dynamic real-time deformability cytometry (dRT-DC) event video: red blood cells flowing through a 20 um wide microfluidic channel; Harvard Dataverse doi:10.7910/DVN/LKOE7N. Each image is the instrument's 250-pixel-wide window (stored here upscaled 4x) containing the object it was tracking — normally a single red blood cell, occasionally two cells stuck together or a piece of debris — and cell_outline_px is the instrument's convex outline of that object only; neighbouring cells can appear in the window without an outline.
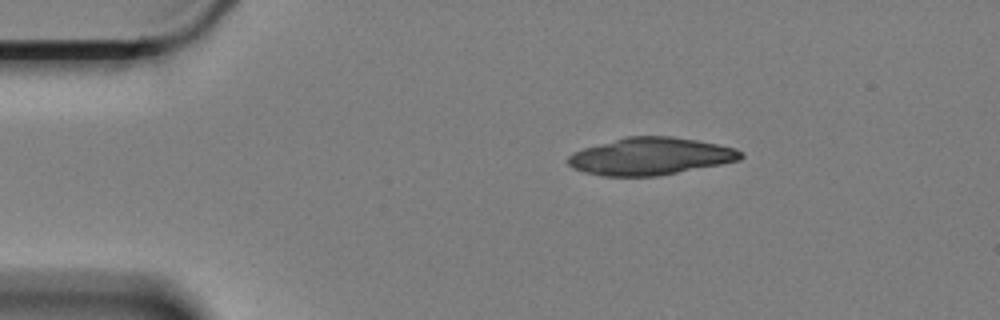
{"species": "Egyptian fruit bat (a non-hibernating species)", "species_latin": "Rousettus aegyptiacus", "temperature_condition": "cold", "stored_images_in_passage": 6, "camera_frame_rate_fps": 3000, "um_per_image_px": 0.085, "animal": {"sex": "female"}, "frame": {"image": 1, "passage_image": 1, "time_ms": 0.0, "image_size_px": [1000, 320], "cell_outline_px": [[744, 156], [740, 160], [720, 164], [656, 176], [604, 176], [584, 172], [572, 168], [568, 164], [568, 156], [584, 148], [628, 136], [672, 136], [696, 140], [736, 148]], "centroid_in_image_um": [55.29, 13.29], "position_along_channel_um": 29.7, "area_um2": 37.11}}